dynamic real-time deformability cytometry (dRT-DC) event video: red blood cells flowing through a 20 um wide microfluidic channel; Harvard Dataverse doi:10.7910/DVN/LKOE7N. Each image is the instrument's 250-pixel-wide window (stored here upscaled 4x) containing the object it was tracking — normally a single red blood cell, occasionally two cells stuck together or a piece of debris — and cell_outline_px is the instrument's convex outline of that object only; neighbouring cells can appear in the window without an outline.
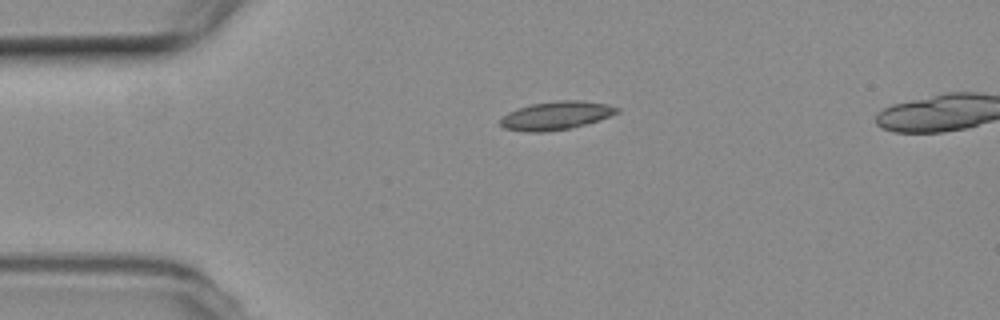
{"species": "common noctule bat (a hibernating species)", "species_latin": "Nyctalus noctula", "temperature_condition": "room temperature", "stored_images_in_passage": 3, "segment_of_instrument_passage": [1, 2], "camera_frame_rate_fps": 3000, "um_per_image_px": 0.085, "animal": {"sex": "female", "body_mass_g": 19.3, "forearm_length_mm": 54.1}, "frame": {"image": 1, "passage_image": 1, "time_ms": 0.0, "image_size_px": [1000, 320], "cell_outline_px": [[620, 112], [584, 124], [568, 128], [544, 132], [528, 132], [504, 128], [500, 124], [500, 120], [508, 112], [532, 104], [556, 100], [580, 100], [608, 104], [620, 108]], "centroid_in_image_um": [47.27, 9.81], "position_along_channel_um": 37.7, "area_um2": 18.96}}